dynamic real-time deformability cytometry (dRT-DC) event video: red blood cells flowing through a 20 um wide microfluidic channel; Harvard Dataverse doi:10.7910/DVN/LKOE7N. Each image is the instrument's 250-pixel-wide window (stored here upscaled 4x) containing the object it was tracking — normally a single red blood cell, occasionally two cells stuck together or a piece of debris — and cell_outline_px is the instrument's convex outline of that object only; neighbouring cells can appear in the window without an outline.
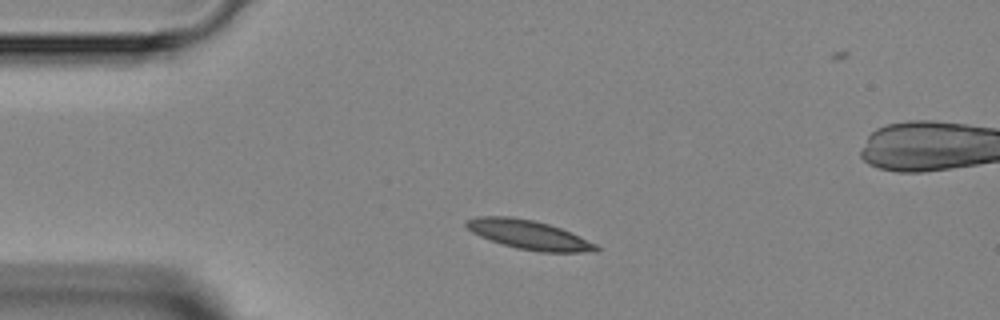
{"species": "Egyptian fruit bat (a non-hibernating species)", "species_latin": "Rousettus aegyptiacus", "temperature_condition": "room temperature", "stored_images_in_passage": 3, "camera_frame_rate_fps": 3000, "um_per_image_px": 0.085, "animal": {"sex": "female"}, "frame": {"image": 1, "passage_image": 1, "time_ms": 0.0, "image_size_px": [1000, 320], "cell_outline_px": [[600, 252], [540, 252], [516, 248], [500, 244], [480, 236], [472, 232], [464, 224], [464, 220], [476, 216], [512, 216], [532, 220], [548, 224], [560, 228], [580, 236], [596, 244], [600, 248]], "centroid_in_image_um": [44.94, 19.95], "position_along_channel_um": 40.1, "area_um2": 22.2}}
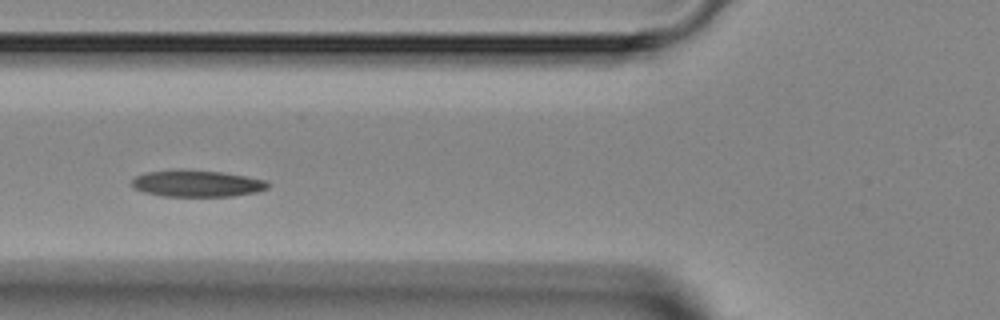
{"frame": {"image": 2, "passage_image": 3, "time_ms": 2.333, "image_size_px": [1000, 320], "cell_outline_px": [[272, 184], [268, 188], [260, 192], [232, 196], [164, 196], [144, 192], [136, 188], [132, 184], [132, 180], [136, 176], [148, 172], [224, 172], [264, 180]], "centroid_in_image_um": [16.85, 15.64], "position_along_channel_um": 109.0, "area_um2": 20.23}}